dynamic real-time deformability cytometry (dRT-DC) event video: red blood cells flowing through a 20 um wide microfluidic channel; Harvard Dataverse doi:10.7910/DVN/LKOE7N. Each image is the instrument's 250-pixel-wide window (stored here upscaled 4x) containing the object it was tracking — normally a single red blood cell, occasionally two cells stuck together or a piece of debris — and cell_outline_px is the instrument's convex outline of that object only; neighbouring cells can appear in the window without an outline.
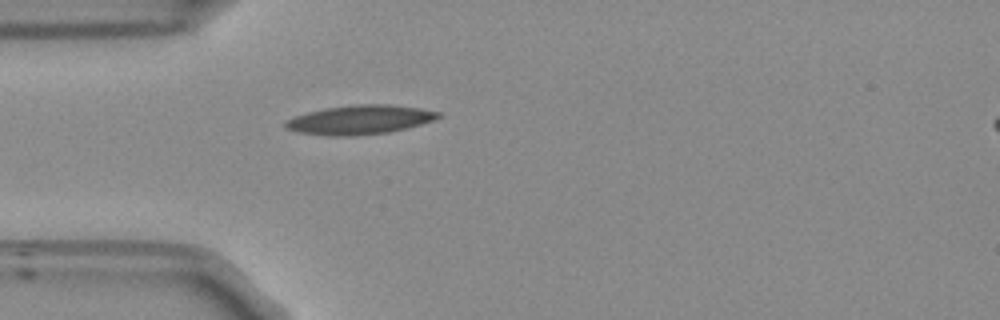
{"species": "Egyptian fruit bat (a non-hibernating species)", "species_latin": "Rousettus aegyptiacus", "temperature_condition": "room temperature", "stored_images_in_passage": 39, "camera_frame_rate_fps": 3000, "um_per_image_px": 0.085, "frame": {"image": 1, "passage_image": 1, "time_ms": 0.0, "image_size_px": [1000, 320], "cell_outline_px": [[444, 116], [436, 120], [388, 132], [356, 136], [328, 136], [296, 132], [284, 128], [284, 120], [308, 112], [324, 108], [356, 104], [392, 104], [420, 108], [444, 112]], "centroid_in_image_um": [30.61, 10.17], "position_along_channel_um": 54.4, "area_um2": 26.36}}
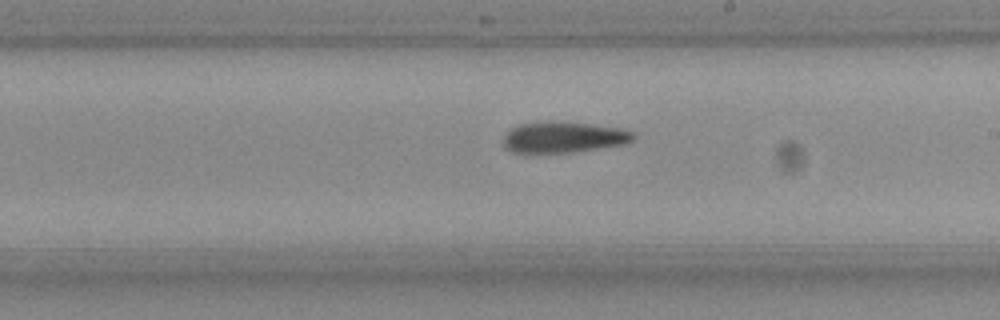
{"frame": {"image": 2, "passage_image": 16, "time_ms": 5.0, "image_size_px": [1000, 320], "cell_outline_px": [[636, 140], [628, 144], [572, 152], [512, 152], [504, 148], [504, 136], [512, 128], [520, 124], [588, 124], [620, 128], [632, 132], [636, 136]], "centroid_in_image_um": [47.99, 11.71], "position_along_channel_um": 241.0, "area_um2": 22.54}}
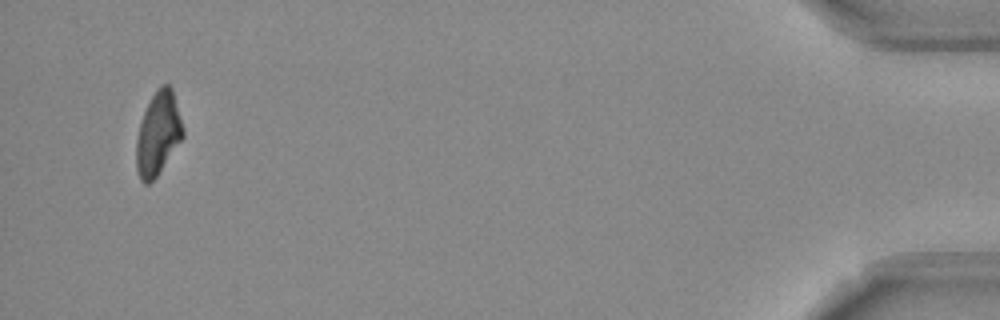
{"frame": {"image": 3, "passage_image": 37, "time_ms": 12.0, "image_size_px": [1000, 320], "cell_outline_px": [[184, 136], [156, 176], [148, 184], [144, 184], [140, 180], [136, 168], [136, 140], [140, 124], [144, 112], [156, 88], [160, 84], [168, 84], [172, 88], [184, 128]], "centroid_in_image_um": [13.44, 11.34], "position_along_channel_um": 421.8, "area_um2": 22.48}}